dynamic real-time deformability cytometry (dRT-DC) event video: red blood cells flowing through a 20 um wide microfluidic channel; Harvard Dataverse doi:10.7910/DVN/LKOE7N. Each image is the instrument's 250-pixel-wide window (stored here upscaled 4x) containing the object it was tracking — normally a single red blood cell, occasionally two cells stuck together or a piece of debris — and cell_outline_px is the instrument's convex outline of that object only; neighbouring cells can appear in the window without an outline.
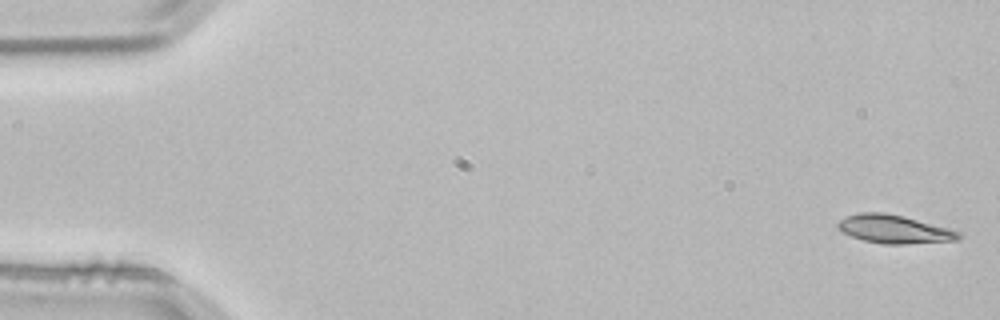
{"species": "common noctule bat (a hibernating species)", "species_latin": "Nyctalus noctula", "temperature_condition": "room temperature", "stored_images_in_passage": 4, "segment_of_instrument_passage": [1, 2], "camera_frame_rate_fps": 3000, "um_per_image_px": 0.085, "animal": {"sex": "male", "body_mass_g": 21.5, "forearm_length_mm": 52.0}, "frame": {"image": 1, "passage_image": 1, "time_ms": 0.0, "image_size_px": [1000, 320], "cell_outline_px": [[964, 236], [956, 240], [904, 244], [884, 244], [864, 240], [852, 236], [836, 228], [836, 224], [840, 220], [848, 216], [860, 212], [884, 212], [904, 216], [948, 228], [960, 232]], "centroid_in_image_um": [76.01, 19.47], "position_along_channel_um": 9.0, "area_um2": 19.83}}
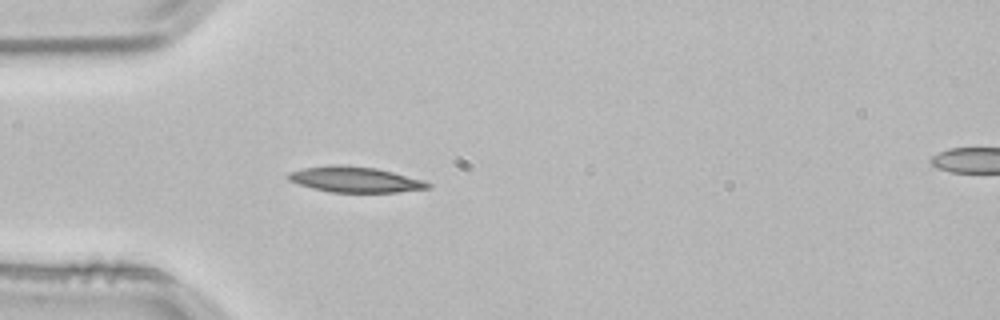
{"frame": {"image": 2, "passage_image": 3, "time_ms": 0.667, "image_size_px": [1000, 320], "cell_outline_px": [[432, 188], [396, 192], [332, 192], [312, 188], [288, 180], [288, 172], [304, 168], [328, 164], [340, 164], [376, 168], [424, 180], [432, 184]], "centroid_in_image_um": [30.19, 15.25], "position_along_channel_um": 54.8, "area_um2": 20.87}}